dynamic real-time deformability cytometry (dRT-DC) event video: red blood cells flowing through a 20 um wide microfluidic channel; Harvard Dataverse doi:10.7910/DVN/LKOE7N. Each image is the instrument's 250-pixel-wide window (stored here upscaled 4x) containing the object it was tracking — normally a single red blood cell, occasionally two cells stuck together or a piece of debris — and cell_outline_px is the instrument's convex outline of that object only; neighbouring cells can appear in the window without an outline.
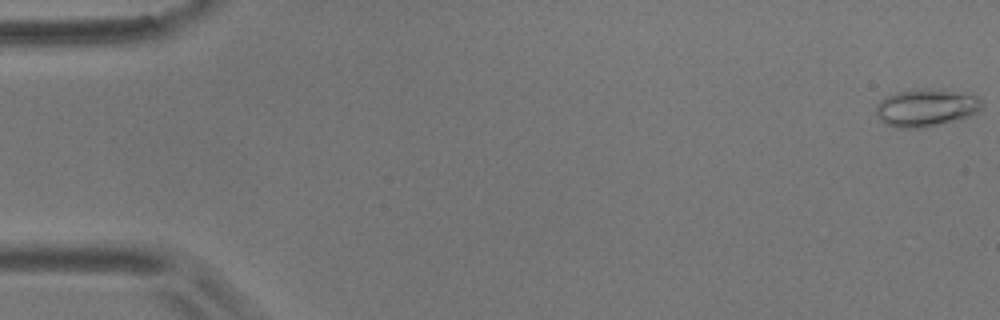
{"species": "common noctule bat (a hibernating species)", "species_latin": "Nyctalus noctula", "temperature_condition": "room temperature", "stored_images_in_passage": 16, "camera_frame_rate_fps": 3000, "um_per_image_px": 0.085, "animal": {"sex": "male", "body_mass_g": 17.9}, "frame": {"image": 1, "passage_image": 1, "time_ms": 0.0, "image_size_px": [1000, 320], "cell_outline_px": [[980, 108], [976, 112], [968, 116], [920, 128], [900, 128], [884, 124], [880, 120], [876, 112], [876, 104], [888, 96], [896, 92], [928, 88], [976, 96], [980, 100]], "centroid_in_image_um": [78.63, 9.16], "position_along_channel_um": 6.4, "area_um2": 22.37}}